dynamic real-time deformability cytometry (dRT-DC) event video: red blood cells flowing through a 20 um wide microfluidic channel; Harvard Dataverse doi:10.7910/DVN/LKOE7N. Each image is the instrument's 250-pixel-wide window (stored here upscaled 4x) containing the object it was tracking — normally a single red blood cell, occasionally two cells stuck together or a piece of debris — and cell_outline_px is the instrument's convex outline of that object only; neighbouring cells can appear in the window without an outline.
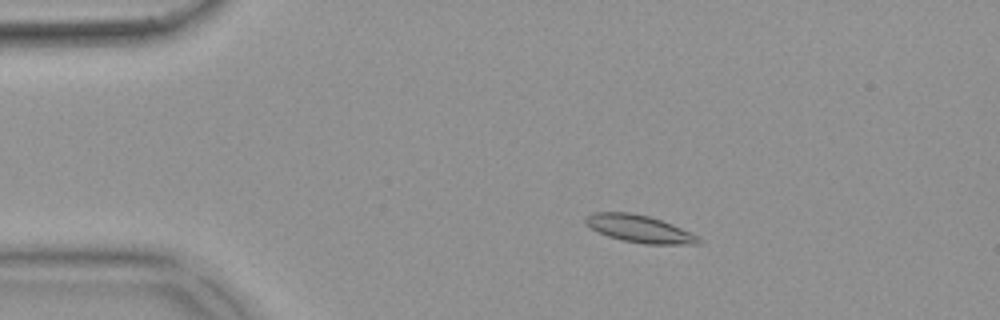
{"species": "common noctule bat (a hibernating species)", "species_latin": "Nyctalus noctula", "temperature_condition": "warm", "stored_images_in_passage": 53, "camera_frame_rate_fps": 3000, "um_per_image_px": 0.085, "animal": {"sex": "female", "body_mass_g": 18.4}, "frame": {"image": 1, "passage_image": 10, "time_ms": 3.0, "image_size_px": [1000, 320], "cell_outline_px": [[704, 240], [700, 244], [644, 244], [620, 240], [608, 236], [584, 224], [584, 216], [592, 212], [628, 212], [648, 216], [672, 224]], "centroid_in_image_um": [54.3, 19.45], "position_along_channel_um": 30.7, "area_um2": 17.98}}
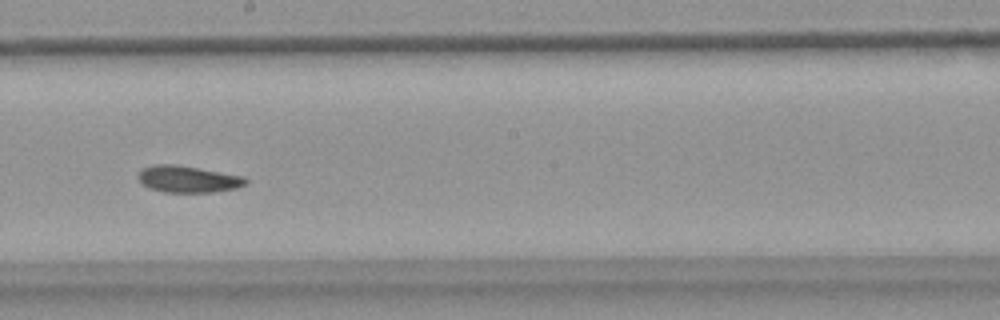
{"frame": {"image": 2, "passage_image": 30, "time_ms": 9.667, "image_size_px": [1000, 320], "cell_outline_px": [[248, 184], [236, 188], [212, 192], [164, 192], [148, 188], [136, 176], [140, 168], [152, 164], [176, 164], [244, 176], [248, 180]], "centroid_in_image_um": [15.95, 15.21], "position_along_channel_um": 232.2, "area_um2": 16.94}}
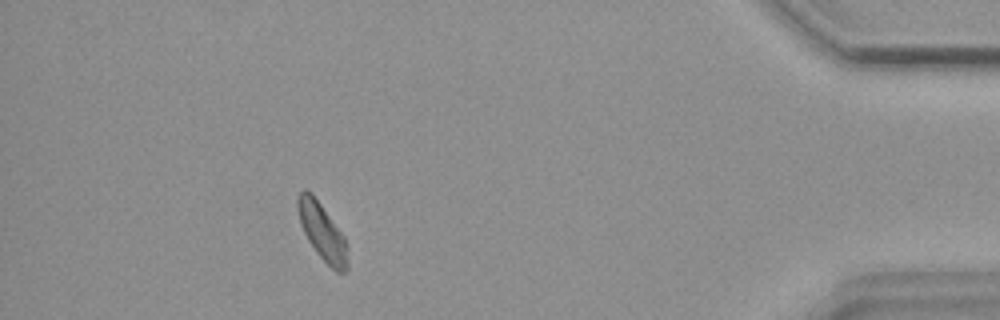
{"frame": {"image": 3, "passage_image": 48, "time_ms": 15.667, "image_size_px": [1000, 320], "cell_outline_px": [[348, 268], [344, 272], [336, 272], [316, 252], [308, 240], [300, 224], [296, 208], [296, 200], [300, 192], [304, 188], [312, 192], [344, 236], [348, 260]], "centroid_in_image_um": [27.36, 19.67], "position_along_channel_um": 407.8, "area_um2": 16.47}, "authors_computed_cell_mechanics": {"area_um2": 16.9354, "velocity_mm_per_s": 3.813, "shape_relaxation_time_tau1_ms": 7.842, "shape_relaxation_time_tau2_ms": null, "deformation_change_tau1": 0.1375, "deformation_change_tau2": null}}